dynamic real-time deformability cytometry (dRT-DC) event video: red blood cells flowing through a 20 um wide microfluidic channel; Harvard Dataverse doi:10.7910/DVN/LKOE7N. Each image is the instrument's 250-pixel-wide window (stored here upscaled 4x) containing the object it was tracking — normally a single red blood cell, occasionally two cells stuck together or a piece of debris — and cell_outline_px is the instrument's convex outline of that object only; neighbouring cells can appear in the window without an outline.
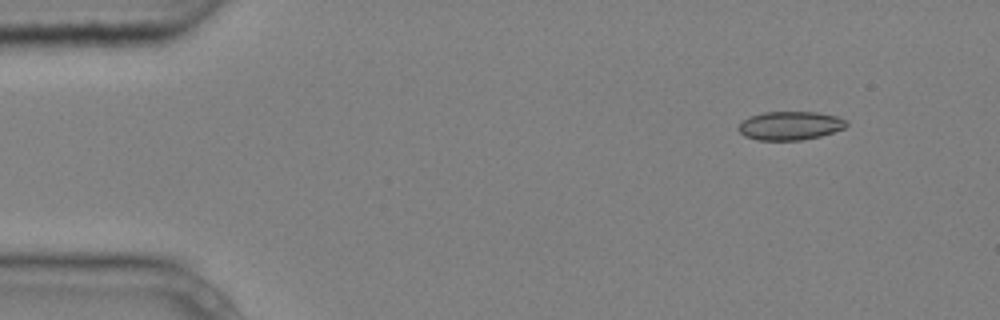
{"species": "common noctule bat (a hibernating species)", "species_latin": "Nyctalus noctula", "temperature_condition": "cold", "stored_images_in_passage": 5, "camera_frame_rate_fps": 3000, "um_per_image_px": 0.085, "animal": {"sex": "male", "body_mass_g": 20.4}, "frame": {"image": 1, "passage_image": 2, "time_ms": 0.333, "image_size_px": [1000, 320], "cell_outline_px": [[848, 124], [844, 128], [820, 136], [800, 140], [756, 140], [744, 136], [736, 128], [748, 116], [764, 112], [816, 112], [836, 116], [844, 120]], "centroid_in_image_um": [67.11, 10.68], "position_along_channel_um": 17.9, "area_um2": 17.92}}
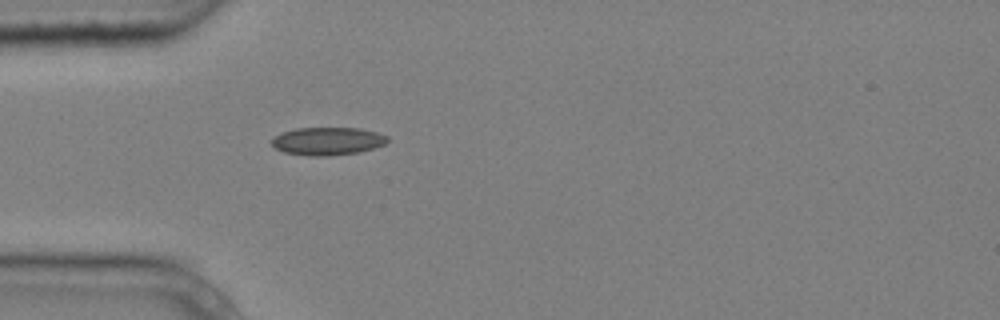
{"frame": {"image": 2, "passage_image": 5, "time_ms": 1.333, "image_size_px": [1000, 320], "cell_outline_px": [[388, 140], [384, 144], [360, 152], [328, 156], [308, 156], [284, 152], [276, 148], [272, 144], [272, 140], [280, 132], [296, 128], [360, 128], [376, 132], [388, 136]], "centroid_in_image_um": [27.84, 11.99], "position_along_channel_um": 57.2, "area_um2": 18.79}}